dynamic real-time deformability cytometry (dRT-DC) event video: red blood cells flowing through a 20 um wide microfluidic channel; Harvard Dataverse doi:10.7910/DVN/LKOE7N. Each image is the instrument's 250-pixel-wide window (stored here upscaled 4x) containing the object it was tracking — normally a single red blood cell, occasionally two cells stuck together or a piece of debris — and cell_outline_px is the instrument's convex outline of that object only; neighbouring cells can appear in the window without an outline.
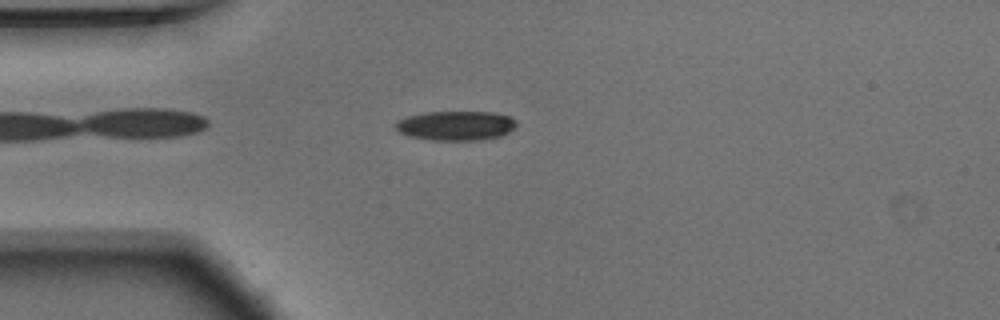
{"species": "Egyptian fruit bat (a non-hibernating species)", "species_latin": "Rousettus aegyptiacus", "temperature_condition": "warm", "stored_images_in_passage": 46, "camera_frame_rate_fps": 3000, "um_per_image_px": 0.085, "animal": {"sex": "male"}, "frame": {"image": 1, "passage_image": 6, "time_ms": 1.667, "image_size_px": [1000, 320], "cell_outline_px": [[516, 128], [500, 136], [476, 140], [432, 140], [408, 136], [400, 132], [396, 128], [396, 124], [400, 120], [408, 116], [424, 112], [492, 112], [508, 116], [516, 120]], "centroid_in_image_um": [38.77, 10.68], "position_along_channel_um": 46.2, "area_um2": 20.58}}
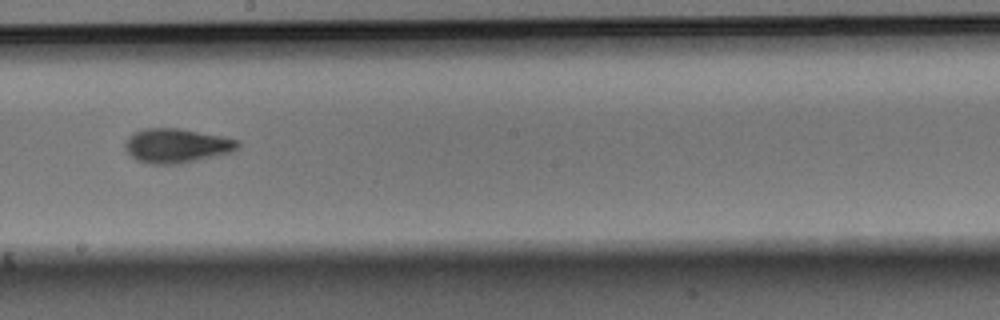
{"frame": {"image": 2, "passage_image": 22, "time_ms": 7.0, "image_size_px": [1000, 320], "cell_outline_px": [[240, 148], [232, 152], [176, 164], [152, 164], [136, 160], [124, 148], [124, 144], [128, 136], [132, 132], [144, 128], [180, 128], [224, 136], [240, 140]], "centroid_in_image_um": [15.02, 12.36], "position_along_channel_um": 233.2, "area_um2": 22.72}}
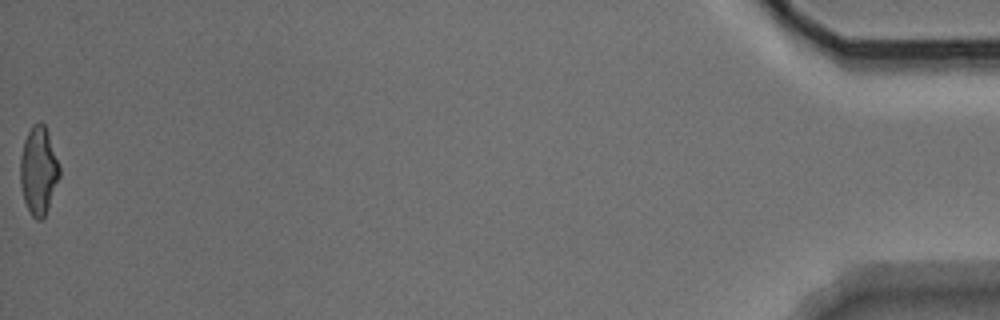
{"frame": {"image": 3, "passage_image": 46, "time_ms": 15.0, "image_size_px": [1000, 320], "cell_outline_px": [[60, 176], [48, 208], [44, 216], [40, 220], [36, 220], [32, 216], [24, 200], [20, 184], [20, 156], [24, 140], [32, 124], [40, 120], [44, 124], [48, 132], [60, 168]], "centroid_in_image_um": [3.27, 14.47], "position_along_channel_um": 431.9, "area_um2": 20.11}, "authors_computed_cell_mechanics": {"area_um2": 20.9525, "velocity_mm_per_s": 3.7552, "shape_relaxation_time_tau1_ms": 3.7002, "shape_relaxation_time_tau2_ms": 2.2886, "deformation_change_tau1": 0.1458, "deformation_change_tau2": 0.0844}}